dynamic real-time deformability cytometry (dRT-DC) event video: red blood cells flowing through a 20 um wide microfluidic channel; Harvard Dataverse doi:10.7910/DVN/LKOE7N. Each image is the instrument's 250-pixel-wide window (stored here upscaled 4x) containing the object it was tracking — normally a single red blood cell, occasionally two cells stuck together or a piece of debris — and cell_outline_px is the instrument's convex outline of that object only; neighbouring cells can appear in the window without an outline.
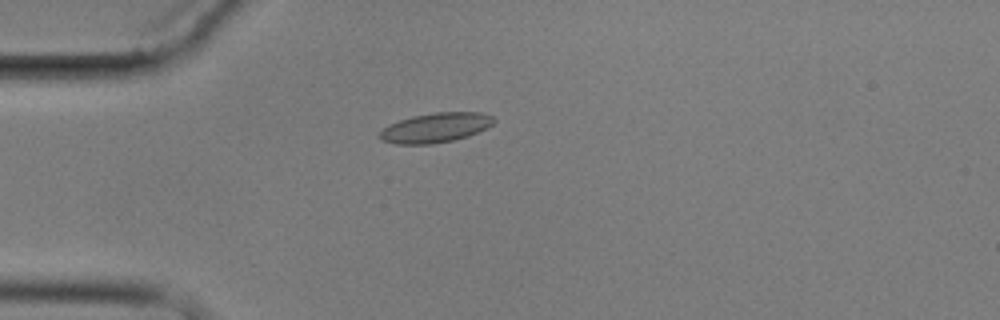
{"species": "common noctule bat (a hibernating species)", "species_latin": "Nyctalus noctula", "temperature_condition": "cold", "stored_images_in_passage": 4, "camera_frame_rate_fps": 3000, "um_per_image_px": 0.085, "animal": {"sex": "male", "body_mass_g": 17.9}, "frame": {"image": 1, "passage_image": 1, "time_ms": 0.0, "image_size_px": [1000, 320], "cell_outline_px": [[496, 120], [492, 124], [468, 136], [452, 140], [432, 144], [396, 144], [380, 140], [376, 136], [388, 124], [412, 116], [436, 112], [480, 112], [492, 116]], "centroid_in_image_um": [36.97, 10.85], "position_along_channel_um": 48.0, "area_um2": 19.65}}
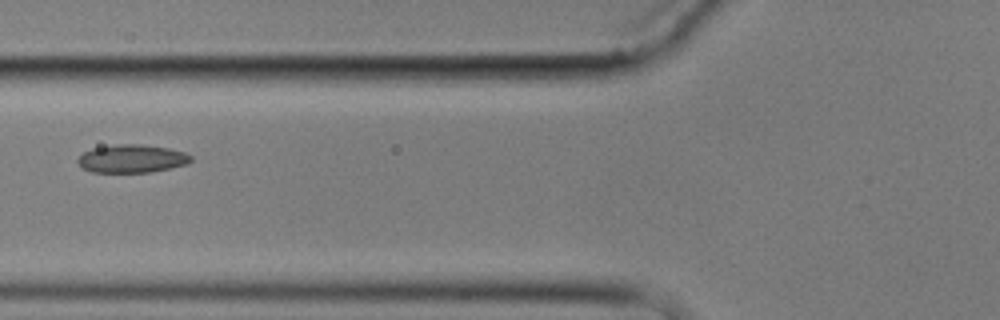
{"frame": {"image": 2, "passage_image": 3, "time_ms": 2.333, "image_size_px": [1000, 320], "cell_outline_px": [[192, 160], [188, 164], [148, 172], [92, 172], [80, 168], [76, 164], [76, 160], [84, 152], [92, 148], [116, 144], [140, 144], [168, 148], [184, 152], [192, 156]], "centroid_in_image_um": [11.16, 13.48], "position_along_channel_um": 114.6, "area_um2": 18.61}}
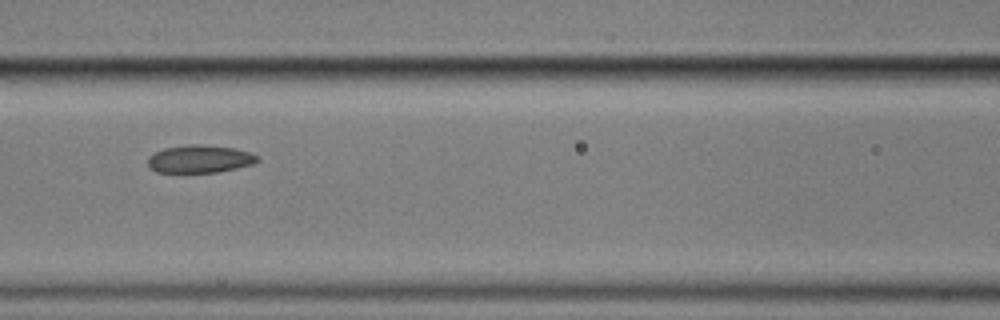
{"frame": {"image": 3, "passage_image": 4, "time_ms": 3.333, "image_size_px": [1000, 320], "cell_outline_px": [[260, 160], [252, 164], [236, 168], [216, 172], [156, 172], [148, 168], [148, 156], [164, 148], [188, 144], [200, 144], [232, 148], [248, 152], [256, 156]], "centroid_in_image_um": [16.92, 13.51], "position_along_channel_um": 149.7, "area_um2": 17.57}}